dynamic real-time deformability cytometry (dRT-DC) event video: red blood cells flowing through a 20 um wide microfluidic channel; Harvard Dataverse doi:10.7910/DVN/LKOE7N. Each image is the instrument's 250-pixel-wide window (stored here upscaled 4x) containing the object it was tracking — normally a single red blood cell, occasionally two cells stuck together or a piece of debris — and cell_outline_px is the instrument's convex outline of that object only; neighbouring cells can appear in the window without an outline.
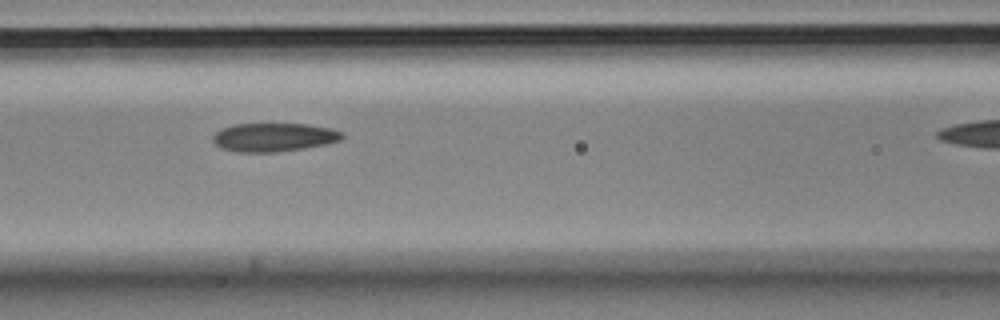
{"species": "Egyptian fruit bat (a non-hibernating species)", "species_latin": "Rousettus aegyptiacus", "temperature_condition": "cold", "stored_images_in_passage": 10, "camera_frame_rate_fps": 3000, "um_per_image_px": 0.085, "animal": {"sex": "male"}, "frame": {"image": 1, "passage_image": 5, "time_ms": 1.333, "image_size_px": [1000, 320], "cell_outline_px": [[344, 136], [340, 140], [324, 144], [276, 152], [240, 152], [224, 148], [216, 144], [212, 140], [212, 136], [216, 132], [232, 124], [308, 124], [332, 128], [340, 132]], "centroid_in_image_um": [23.27, 11.65], "position_along_channel_um": 143.3, "area_um2": 21.15}}
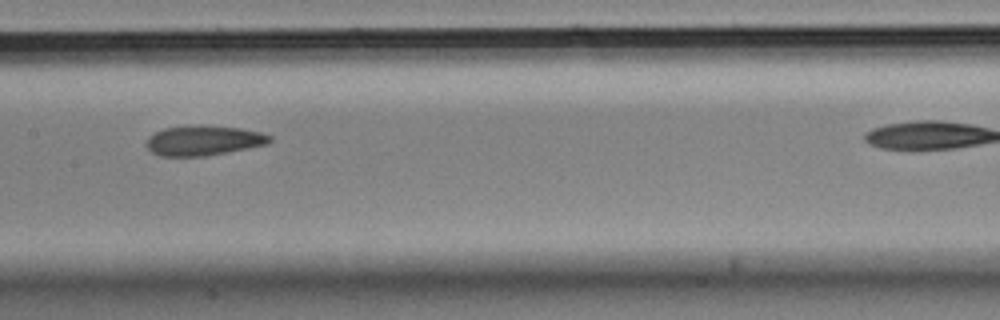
{"frame": {"image": 2, "passage_image": 6, "time_ms": 1.667, "image_size_px": [1000, 320], "cell_outline_px": [[272, 140], [268, 144], [248, 148], [204, 156], [160, 156], [152, 152], [144, 144], [148, 136], [164, 128], [200, 124], [240, 128], [260, 132], [272, 136]], "centroid_in_image_um": [17.29, 11.93], "position_along_channel_um": 190.1, "area_um2": 21.68}}